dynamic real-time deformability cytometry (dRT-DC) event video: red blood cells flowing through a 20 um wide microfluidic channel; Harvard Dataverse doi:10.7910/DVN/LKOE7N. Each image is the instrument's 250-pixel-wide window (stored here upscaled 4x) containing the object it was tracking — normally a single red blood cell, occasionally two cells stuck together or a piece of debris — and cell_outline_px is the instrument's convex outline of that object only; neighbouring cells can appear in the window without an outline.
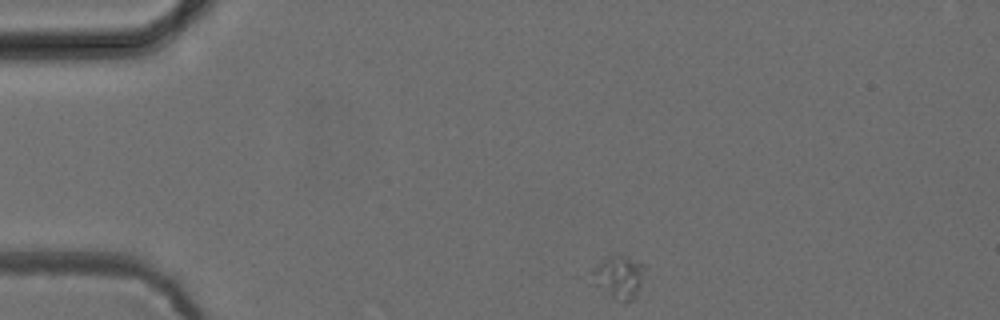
{"species": "common noctule bat (a hibernating species)", "species_latin": "Nyctalus noctula", "temperature_condition": "cold", "stored_images_in_passage": 37, "camera_frame_rate_fps": 3000, "um_per_image_px": 0.085, "animal": {"sex": "female", "body_mass_g": 24.6, "forearm_length_mm": 56.2}, "frame": {"image": 1, "passage_image": 1, "time_ms": 0.0, "image_size_px": [1000, 320], "cell_outline_px": [[644, 268], [640, 288], [636, 296], [632, 300], [624, 300], [612, 296], [592, 272], [596, 264], [612, 256], [628, 256], [644, 264]], "centroid_in_image_um": [52.73, 23.48], "position_along_channel_um": 32.3, "area_um2": 11.85}}
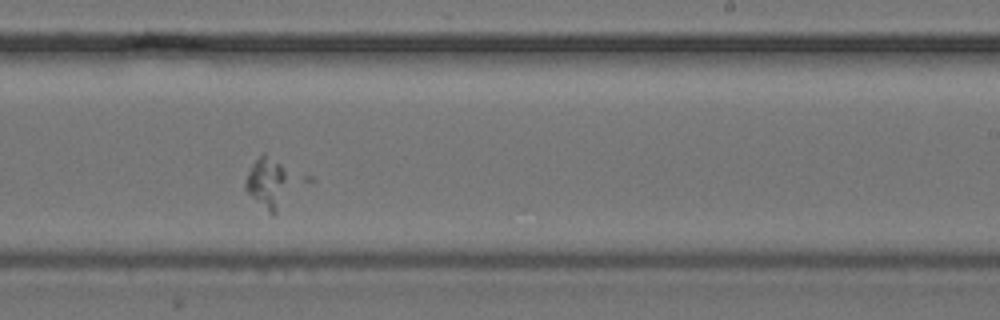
{"frame": {"image": 2, "passage_image": 24, "time_ms": 7.667, "image_size_px": [1000, 320], "cell_outline_px": [[292, 176], [276, 216], [272, 216], [244, 188], [244, 184], [248, 172], [252, 164], [264, 152], [280, 164]], "centroid_in_image_um": [22.75, 15.56], "position_along_channel_um": 266.2, "area_um2": 13.06}}
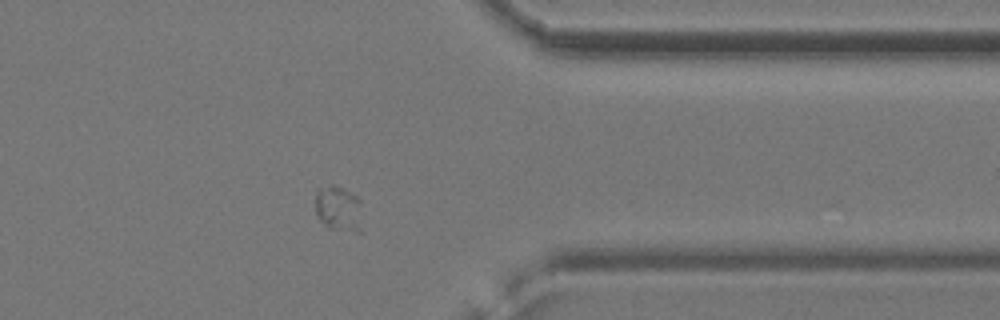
{"frame": {"image": 3, "passage_image": 34, "time_ms": 11.0, "image_size_px": [1000, 320], "cell_outline_px": [[360, 232], [356, 232], [328, 228], [316, 216], [316, 188], [332, 184], [344, 188], [356, 196], [360, 200]], "centroid_in_image_um": [28.74, 17.71], "position_along_channel_um": 382.7, "area_um2": 12.48}}